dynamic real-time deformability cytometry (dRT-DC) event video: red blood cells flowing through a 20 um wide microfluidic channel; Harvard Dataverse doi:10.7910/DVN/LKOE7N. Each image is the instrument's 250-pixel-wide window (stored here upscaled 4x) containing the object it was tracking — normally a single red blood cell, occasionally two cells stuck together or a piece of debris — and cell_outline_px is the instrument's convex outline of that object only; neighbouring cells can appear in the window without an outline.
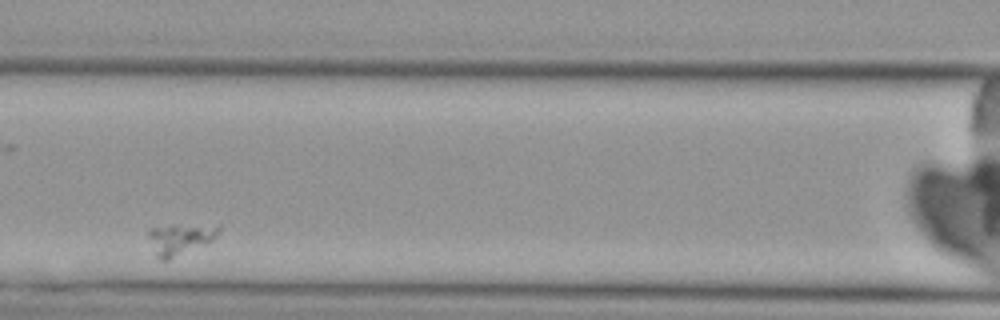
{"species": "Egyptian fruit bat (a non-hibernating species)", "species_latin": "Rousettus aegyptiacus", "temperature_condition": "cold", "stored_images_in_passage": 8, "camera_frame_rate_fps": 3000, "um_per_image_px": 0.085, "animal": {"sex": "female"}, "frame": {"image": 1, "passage_image": 3, "time_ms": 2.333, "image_size_px": [1000, 320], "cell_outline_px": [[220, 232], [212, 240], [168, 260], [160, 260], [156, 256], [148, 236], [148, 232], [152, 228], [216, 224], [220, 224]], "centroid_in_image_um": [15.34, 20.33], "position_along_channel_um": 151.3, "area_um2": 12.2}}
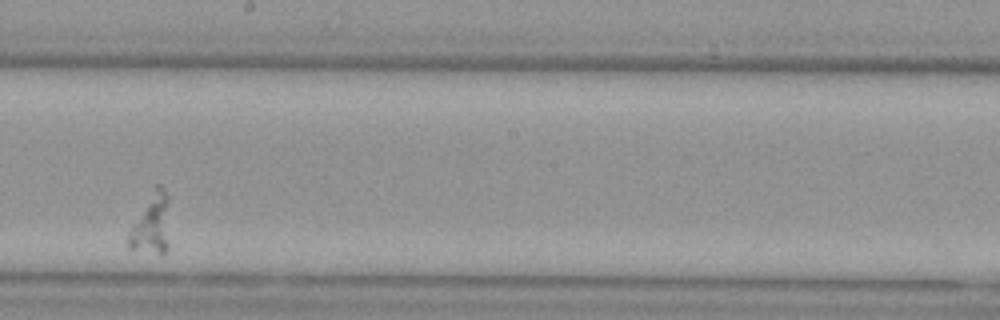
{"frame": {"image": 2, "passage_image": 5, "time_ms": 5.0, "image_size_px": [1000, 320], "cell_outline_px": [[168, 248], [164, 252], [160, 252], [128, 248], [128, 232], [156, 184], [160, 184], [164, 188], [168, 196]], "centroid_in_image_um": [12.88, 19.01], "position_along_channel_um": 235.3, "area_um2": 13.99}}
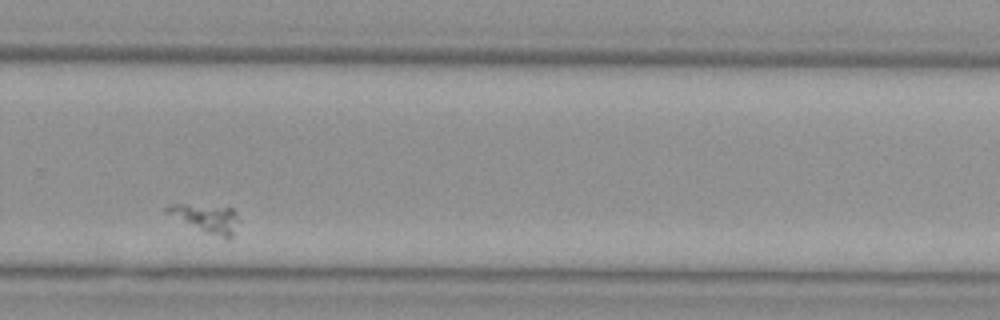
{"frame": {"image": 3, "passage_image": 7, "time_ms": 7.333, "image_size_px": [1000, 320], "cell_outline_px": [[240, 220], [232, 236], [224, 236], [208, 232], [164, 212], [164, 208], [168, 204], [188, 204], [232, 208], [236, 212]], "centroid_in_image_um": [17.55, 18.49], "position_along_channel_um": 312.3, "area_um2": 11.21}}